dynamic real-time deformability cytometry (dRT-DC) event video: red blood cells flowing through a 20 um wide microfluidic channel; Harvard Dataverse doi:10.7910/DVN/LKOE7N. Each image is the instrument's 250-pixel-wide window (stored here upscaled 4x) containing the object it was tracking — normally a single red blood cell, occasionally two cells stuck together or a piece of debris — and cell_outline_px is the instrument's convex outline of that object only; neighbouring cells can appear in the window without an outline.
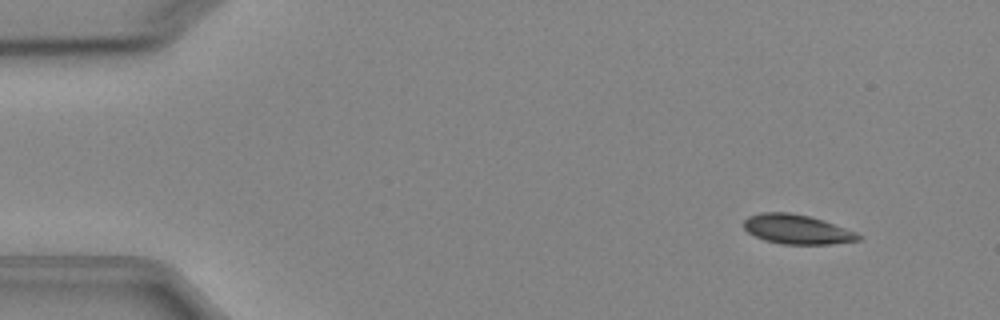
{"species": "Egyptian fruit bat (a non-hibernating species)", "species_latin": "Rousettus aegyptiacus", "temperature_condition": "cold", "stored_images_in_passage": 7, "camera_frame_rate_fps": 3000, "um_per_image_px": 0.085, "animal": {"sex": "female"}, "frame": {"image": 1, "passage_image": 2, "time_ms": 1.0, "image_size_px": [1000, 320], "cell_outline_px": [[864, 236], [860, 240], [832, 244], [780, 244], [764, 240], [748, 232], [744, 228], [744, 220], [748, 216], [760, 212], [788, 212], [808, 216], [824, 220], [856, 232]], "centroid_in_image_um": [67.75, 19.49], "position_along_channel_um": 17.2, "area_um2": 19.77}}
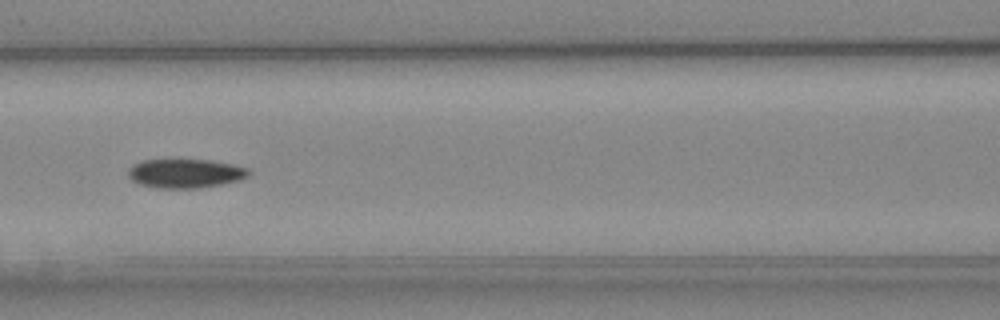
{"frame": {"image": 2, "passage_image": 7, "time_ms": 7.0, "image_size_px": [1000, 320], "cell_outline_px": [[252, 172], [248, 176], [240, 180], [200, 188], [156, 188], [140, 184], [132, 180], [128, 176], [128, 168], [132, 164], [144, 160], [212, 160], [232, 164], [248, 168]], "centroid_in_image_um": [15.76, 14.74], "position_along_channel_um": 150.8, "area_um2": 20.46}}